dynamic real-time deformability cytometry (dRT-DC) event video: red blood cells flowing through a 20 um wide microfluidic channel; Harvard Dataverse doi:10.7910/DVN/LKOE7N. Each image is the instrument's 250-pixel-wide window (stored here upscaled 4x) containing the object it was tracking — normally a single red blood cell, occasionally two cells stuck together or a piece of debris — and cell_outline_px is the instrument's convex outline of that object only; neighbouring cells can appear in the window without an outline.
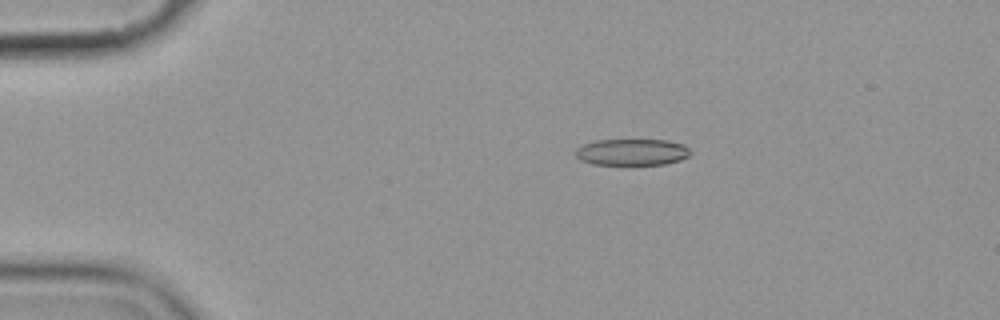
{"species": "common noctule bat (a hibernating species)", "species_latin": "Nyctalus noctula", "temperature_condition": "cold", "stored_images_in_passage": 5, "camera_frame_rate_fps": 3000, "um_per_image_px": 0.085, "animal": {"sex": "female", "body_mass_g": 19.9}, "frame": {"image": 1, "passage_image": 3, "time_ms": 3.333, "image_size_px": [1000, 320], "cell_outline_px": [[688, 156], [680, 160], [664, 164], [592, 164], [580, 160], [576, 156], [576, 148], [584, 144], [596, 140], [668, 140], [684, 144], [688, 148]], "centroid_in_image_um": [53.7, 12.92], "position_along_channel_um": 31.3, "area_um2": 17.57}}